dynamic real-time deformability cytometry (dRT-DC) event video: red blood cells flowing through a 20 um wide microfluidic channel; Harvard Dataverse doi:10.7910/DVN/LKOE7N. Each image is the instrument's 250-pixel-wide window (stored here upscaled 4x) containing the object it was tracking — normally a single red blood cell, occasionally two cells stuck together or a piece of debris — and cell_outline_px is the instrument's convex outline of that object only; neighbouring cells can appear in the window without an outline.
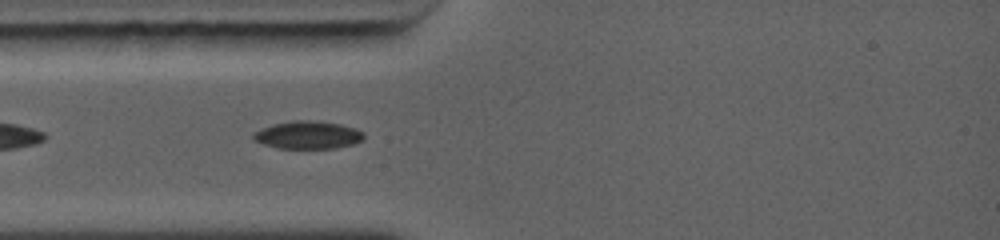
{"species": "common noctule bat (a hibernating species)", "species_latin": "Nyctalus noctula", "temperature_condition": "warm", "stored_images_in_passage": 8, "camera_frame_rate_fps": 5000, "um_per_image_px": 0.085, "animal": {"sex": "female", "body_mass_g": 19.0, "forearm_length_mm": 56.7}, "frame": {"image": 1, "passage_image": 1, "time_ms": 0.0, "image_size_px": [1000, 240], "cell_outline_px": [[364, 140], [352, 144], [336, 148], [276, 148], [252, 140], [252, 132], [260, 128], [272, 124], [292, 120], [316, 120], [340, 124], [356, 128], [364, 132]], "centroid_in_image_um": [26.14, 11.46], "position_along_channel_um": 58.9, "area_um2": 18.21}}
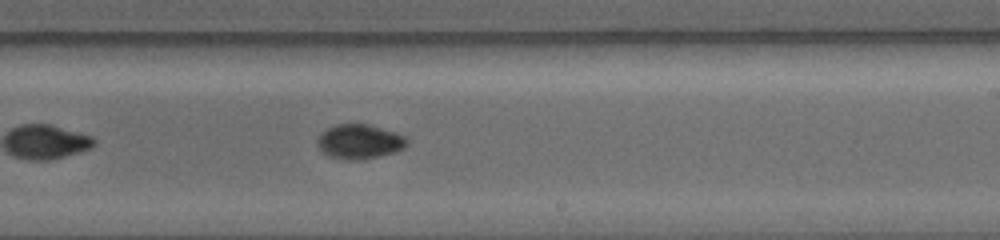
{"frame": {"image": 2, "passage_image": 7, "time_ms": 4.4, "image_size_px": [1000, 240], "cell_outline_px": [[408, 144], [404, 148], [396, 152], [360, 160], [348, 160], [328, 156], [320, 148], [316, 140], [320, 132], [336, 124], [368, 124], [396, 132], [404, 136], [408, 140]], "centroid_in_image_um": [30.56, 12.03], "position_along_channel_um": 258.4, "area_um2": 18.09}}